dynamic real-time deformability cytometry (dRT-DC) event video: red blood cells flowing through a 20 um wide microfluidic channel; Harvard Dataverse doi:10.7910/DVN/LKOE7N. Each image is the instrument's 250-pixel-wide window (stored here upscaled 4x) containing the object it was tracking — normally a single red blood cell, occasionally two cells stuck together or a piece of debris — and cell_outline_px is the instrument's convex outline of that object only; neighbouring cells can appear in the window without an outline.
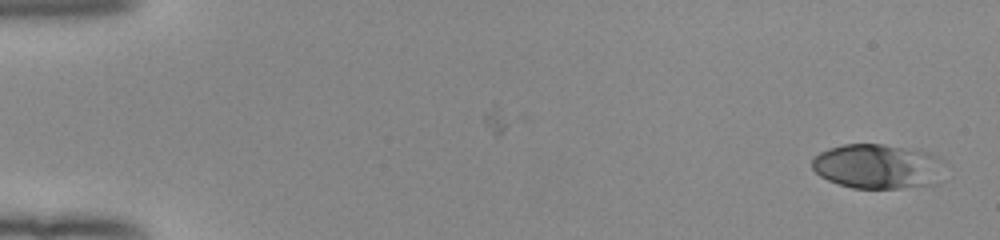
{"species": "human", "species_latin": "Homo sapiens", "temperature_condition": "room temperature", "stored_images_in_passage": 52, "camera_frame_rate_fps": 3000, "um_per_image_px": 0.085, "donor": {"sex": "female"}, "frame": {"image": 1, "passage_image": 1, "time_ms": 0.0, "image_size_px": [1000, 240], "cell_outline_px": [[944, 160], [936, 184], [900, 188], [852, 188], [828, 180], [820, 176], [812, 168], [812, 156], [828, 148], [844, 144], [880, 144], [920, 148]], "centroid_in_image_um": [74.6, 14.12], "position_along_channel_um": 10.4, "area_um2": 34.85}}
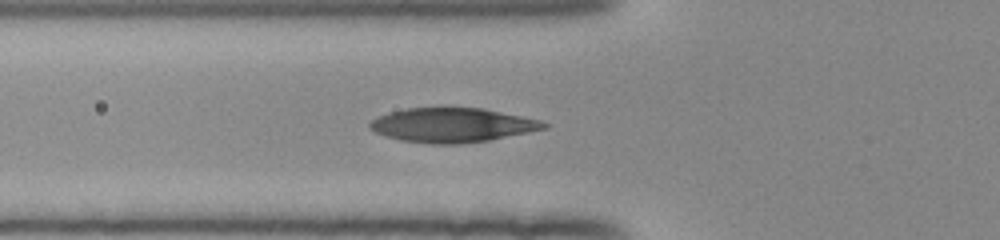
{"frame": {"image": 2, "passage_image": 19, "time_ms": 6.0, "image_size_px": [1000, 240], "cell_outline_px": [[548, 128], [488, 140], [460, 144], [432, 144], [400, 140], [376, 132], [368, 128], [368, 124], [372, 120], [380, 116], [392, 112], [408, 108], [480, 108], [540, 120], [548, 124]], "centroid_in_image_um": [38.44, 10.64], "position_along_channel_um": 87.4, "area_um2": 34.28}}
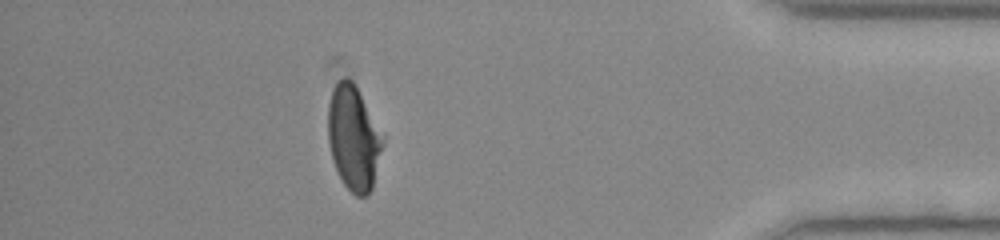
{"frame": {"image": 3, "passage_image": 46, "time_ms": 15.0, "image_size_px": [1000, 240], "cell_outline_px": [[384, 144], [372, 188], [368, 196], [356, 196], [344, 184], [332, 160], [328, 140], [328, 104], [332, 88], [344, 76], [348, 76], [352, 80], [384, 136]], "centroid_in_image_um": [30.05, 11.72], "position_along_channel_um": 405.1, "area_um2": 33.35}, "authors_computed_cell_mechanics": {"area_um2": 34.4777, "velocity_mm_per_s": 3.9672, "shape_relaxation_time_tau1_ms": 4.9956, "shape_relaxation_time_tau2_ms": null, "deformation_change_tau1": 0.2153, "deformation_change_tau2": null}}